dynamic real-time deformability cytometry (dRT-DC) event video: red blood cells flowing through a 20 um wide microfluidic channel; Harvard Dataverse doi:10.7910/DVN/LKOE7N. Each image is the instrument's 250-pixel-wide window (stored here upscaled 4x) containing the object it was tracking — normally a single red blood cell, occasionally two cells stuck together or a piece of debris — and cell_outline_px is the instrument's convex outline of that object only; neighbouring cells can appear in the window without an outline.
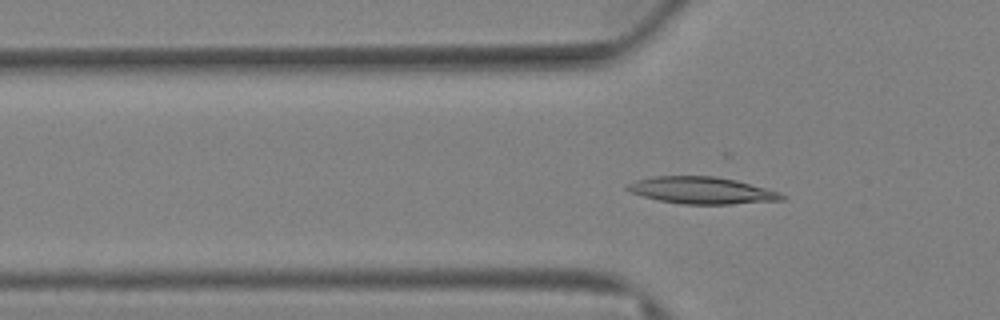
{"species": "Egyptian fruit bat (a non-hibernating species)", "species_latin": "Rousettus aegyptiacus", "temperature_condition": "warm", "stored_images_in_passage": 57, "camera_frame_rate_fps": 3000, "um_per_image_px": 0.085, "animal": {"sex": "female"}, "frame": {"image": 1, "passage_image": 3, "time_ms": 0.667, "image_size_px": [1000, 320], "cell_outline_px": [[784, 200], [728, 204], [680, 204], [660, 200], [644, 196], [632, 192], [624, 188], [628, 184], [636, 180], [652, 176], [716, 176], [736, 180], [780, 192], [784, 196]], "centroid_in_image_um": [59.65, 16.18], "position_along_channel_um": 66.2, "area_um2": 24.04}}
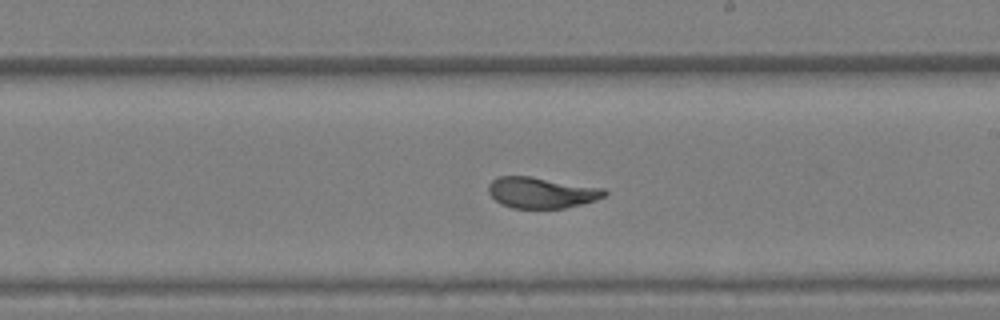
{"frame": {"image": 2, "passage_image": 24, "time_ms": 7.667, "image_size_px": [1000, 320], "cell_outline_px": [[608, 192], [604, 196], [596, 200], [564, 208], [512, 208], [500, 204], [488, 192], [488, 184], [496, 176], [532, 176], [604, 188]], "centroid_in_image_um": [46.0, 16.36], "position_along_channel_um": 243.0, "area_um2": 21.04}}
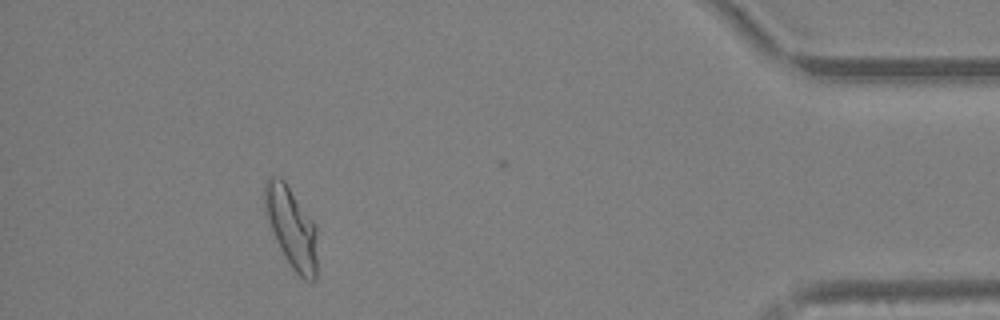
{"frame": {"image": 3, "passage_image": 50, "time_ms": 16.333, "image_size_px": [1000, 320], "cell_outline_px": [[316, 280], [304, 280], [292, 268], [276, 240], [264, 208], [264, 180], [268, 176], [280, 176], [284, 180], [316, 224]], "centroid_in_image_um": [24.77, 19.28], "position_along_channel_um": 410.4, "area_um2": 24.57}, "authors_computed_cell_mechanics": {"area_um2": 22.0796, "velocity_mm_per_s": 2.5522, "shape_relaxation_time_tau1_ms": 8.9704, "shape_relaxation_time_tau2_ms": 1.6349, "deformation_change_tau1": 0.2103, "deformation_change_tau2": 0.0577}}